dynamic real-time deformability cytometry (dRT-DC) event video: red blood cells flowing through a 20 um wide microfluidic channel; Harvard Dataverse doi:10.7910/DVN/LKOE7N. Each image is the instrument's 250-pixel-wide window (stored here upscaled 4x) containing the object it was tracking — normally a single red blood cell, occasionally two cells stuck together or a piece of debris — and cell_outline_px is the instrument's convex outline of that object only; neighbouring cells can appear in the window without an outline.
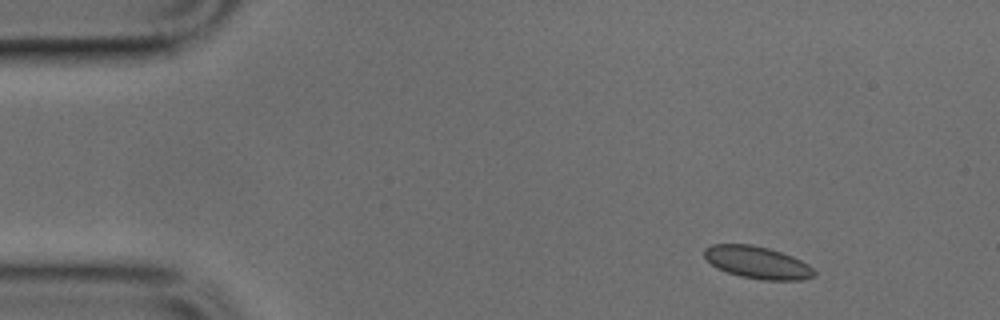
{"species": "common noctule bat (a hibernating species)", "species_latin": "Nyctalus noctula", "temperature_condition": "cold", "stored_images_in_passage": 44, "camera_frame_rate_fps": 3000, "um_per_image_px": 0.085, "animal": {"sex": "male", "body_mass_g": 17.9, "forearm_length_mm": 54.2}, "frame": {"image": 1, "passage_image": 1, "time_ms": 0.0, "image_size_px": [1000, 320], "cell_outline_px": [[816, 276], [800, 280], [764, 280], [740, 276], [728, 272], [712, 264], [704, 256], [704, 248], [712, 244], [752, 244], [768, 248], [792, 256], [808, 264], [816, 272]], "centroid_in_image_um": [64.4, 22.3], "position_along_channel_um": 20.6, "area_um2": 20.52}}
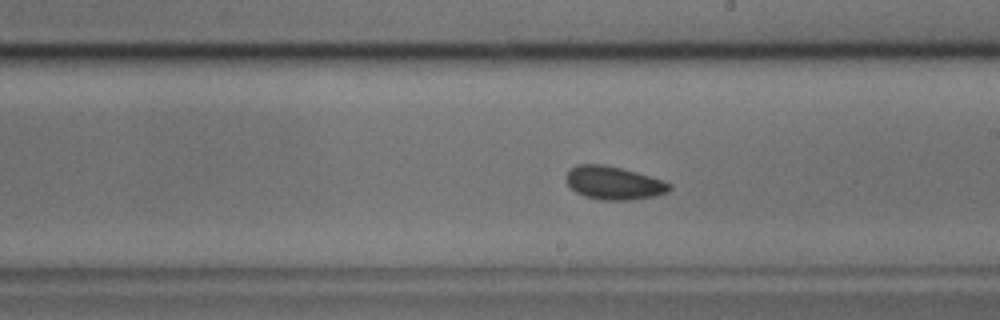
{"frame": {"image": 2, "passage_image": 23, "time_ms": 7.333, "image_size_px": [1000, 320], "cell_outline_px": [[672, 188], [668, 192], [652, 196], [628, 200], [600, 200], [584, 196], [576, 192], [568, 184], [564, 176], [568, 168], [576, 164], [604, 164], [636, 172], [672, 184]], "centroid_in_image_um": [52.1, 15.54], "position_along_channel_um": 236.9, "area_um2": 20.0}}
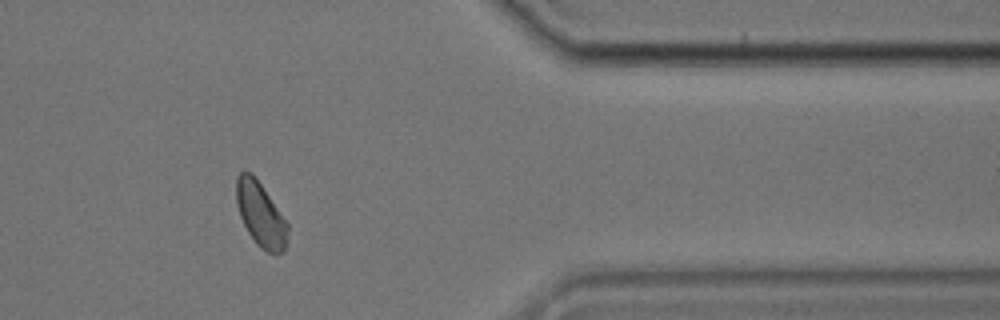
{"frame": {"image": 3, "passage_image": 36, "time_ms": 11.667, "image_size_px": [1000, 320], "cell_outline_px": [[288, 228], [284, 252], [268, 252], [260, 248], [256, 244], [248, 232], [240, 216], [236, 204], [236, 176], [240, 172], [252, 172], [288, 224]], "centroid_in_image_um": [22.12, 18.21], "position_along_channel_um": 389.3, "area_um2": 18.96}}